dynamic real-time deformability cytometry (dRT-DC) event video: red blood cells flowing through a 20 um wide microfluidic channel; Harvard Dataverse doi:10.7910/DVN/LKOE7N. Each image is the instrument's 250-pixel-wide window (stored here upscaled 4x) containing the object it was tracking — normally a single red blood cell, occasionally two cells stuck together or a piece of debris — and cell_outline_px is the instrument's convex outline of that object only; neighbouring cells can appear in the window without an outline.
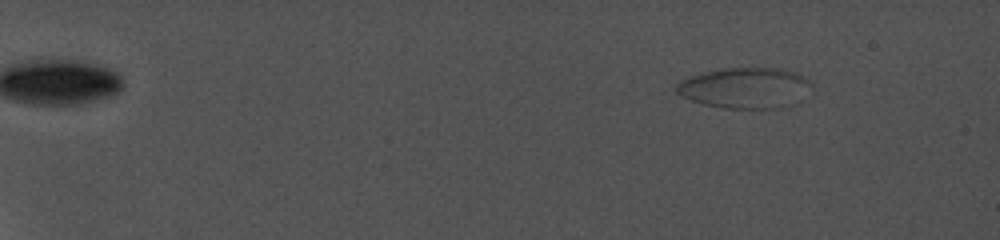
{"species": "common noctule bat (a hibernating species)", "species_latin": "Nyctalus noctula", "temperature_condition": "cold", "stored_images_in_passage": 68, "camera_frame_rate_fps": 5000, "um_per_image_px": 0.085, "animal": {"sex": "female", "body_mass_g": 19.0, "forearm_length_mm": 56.7}, "frame": {"image": 1, "passage_image": 10, "time_ms": 2.4, "image_size_px": [1000, 240], "cell_outline_px": [[816, 92], [796, 104], [784, 108], [724, 108], [704, 104], [680, 96], [676, 92], [676, 84], [680, 80], [704, 72], [720, 68], [780, 68], [796, 72], [808, 80], [812, 84]], "centroid_in_image_um": [63.45, 7.48], "position_along_channel_um": 21.5, "area_um2": 32.83}}
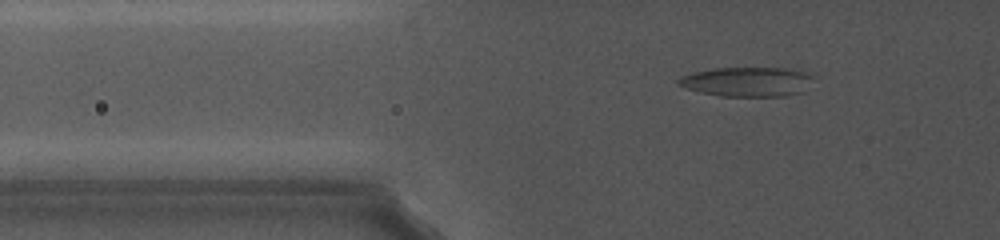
{"frame": {"image": 2, "passage_image": 33, "time_ms": 8.6, "image_size_px": [1000, 240], "cell_outline_px": [[816, 76], [804, 92], [784, 96], [724, 96], [704, 92], [688, 88], [680, 84], [676, 80], [692, 72], [712, 68], [800, 68]], "centroid_in_image_um": [63.66, 6.92], "position_along_channel_um": 62.1, "area_um2": 23.35}}
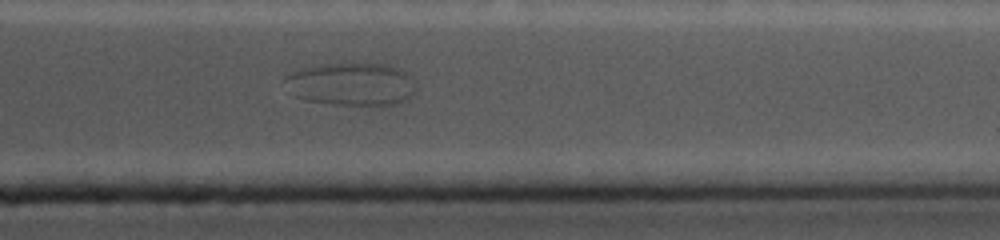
{"frame": {"image": 3, "passage_image": 63, "time_ms": 18.8, "image_size_px": [1000, 240], "cell_outline_px": [[416, 88], [412, 96], [404, 100], [392, 104], [332, 104], [304, 100], [296, 96], [284, 80], [284, 76], [292, 72], [324, 64], [388, 64], [412, 76]], "centroid_in_image_um": [29.9, 7.15], "position_along_channel_um": 381.5, "area_um2": 32.08}}